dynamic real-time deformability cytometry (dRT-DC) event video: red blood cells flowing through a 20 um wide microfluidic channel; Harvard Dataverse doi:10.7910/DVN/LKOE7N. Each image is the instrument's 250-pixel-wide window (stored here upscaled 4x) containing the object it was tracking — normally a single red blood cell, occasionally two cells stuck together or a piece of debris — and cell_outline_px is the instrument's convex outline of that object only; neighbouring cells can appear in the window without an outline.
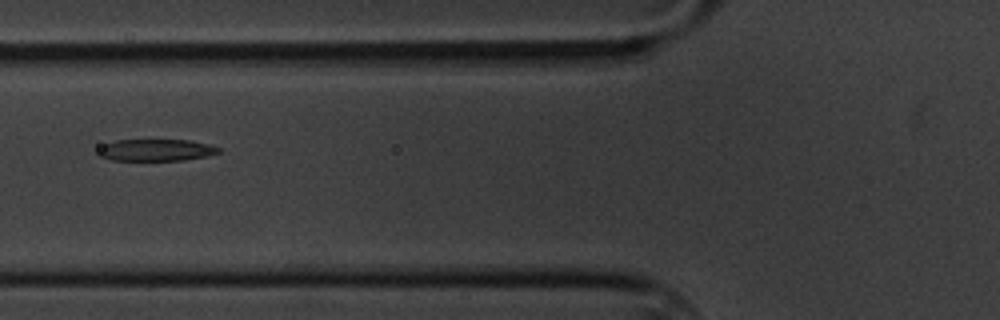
{"species": "common noctule bat (a hibernating species)", "species_latin": "Nyctalus noctula", "temperature_condition": "cold", "stored_images_in_passage": 2, "camera_frame_rate_fps": 3000, "um_per_image_px": 0.085, "animal": {"sex": "male", "body_mass_g": 20.1, "forearm_length_mm": 53.5}, "frame": {"image": 1, "passage_image": 2, "time_ms": 1.0, "image_size_px": [1000, 320], "cell_outline_px": [[220, 152], [208, 156], [184, 160], [112, 160], [100, 156], [96, 152], [104, 144], [116, 140], [188, 140], [212, 144], [220, 148]], "centroid_in_image_um": [13.29, 12.75], "position_along_channel_um": 112.5, "area_um2": 15.37}}